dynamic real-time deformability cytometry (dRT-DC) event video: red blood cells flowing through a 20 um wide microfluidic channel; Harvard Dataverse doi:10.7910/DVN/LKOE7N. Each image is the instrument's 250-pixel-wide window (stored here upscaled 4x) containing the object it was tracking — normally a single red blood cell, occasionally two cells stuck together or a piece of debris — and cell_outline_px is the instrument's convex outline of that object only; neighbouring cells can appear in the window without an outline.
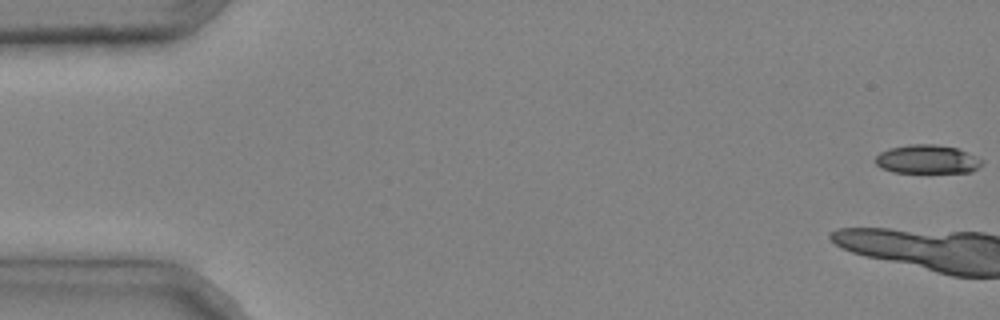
{"species": "common noctule bat (a hibernating species)", "species_latin": "Nyctalus noctula", "temperature_condition": "cold", "stored_images_in_passage": 5, "camera_frame_rate_fps": 3000, "um_per_image_px": 0.085, "animal": {"sex": "male", "body_mass_g": 20.4}, "frame": {"image": 1, "passage_image": 1, "time_ms": 0.0, "image_size_px": [1000, 320], "cell_outline_px": [[984, 164], [972, 172], [892, 172], [880, 168], [876, 164], [876, 156], [880, 152], [888, 148], [908, 144], [936, 144], [956, 148], [984, 160]], "centroid_in_image_um": [78.81, 13.54], "position_along_channel_um": 6.2, "area_um2": 17.92}}